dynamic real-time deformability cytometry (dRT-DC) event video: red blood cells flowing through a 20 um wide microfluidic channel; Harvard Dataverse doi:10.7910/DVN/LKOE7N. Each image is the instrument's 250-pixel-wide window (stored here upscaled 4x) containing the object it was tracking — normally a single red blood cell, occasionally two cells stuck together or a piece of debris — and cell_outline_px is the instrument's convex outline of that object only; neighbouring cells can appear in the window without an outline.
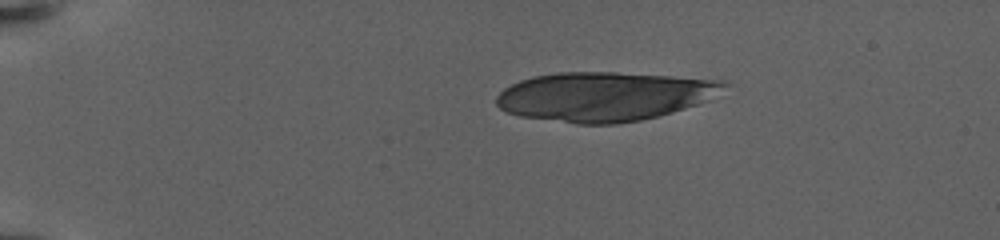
{"species": "human", "species_latin": "Homo sapiens", "temperature_condition": "warm", "stored_images_in_passage": 27, "camera_frame_rate_fps": 3000, "um_per_image_px": 0.085, "donor": {"sex": "female"}, "frame": {"image": 1, "passage_image": 1, "time_ms": 0.0, "image_size_px": [1000, 240], "cell_outline_px": [[728, 84], [708, 100], [672, 112], [640, 120], [616, 124], [576, 124], [520, 116], [508, 112], [500, 108], [496, 104], [496, 96], [504, 88], [520, 80], [536, 76], [556, 72], [616, 72], [672, 76], [724, 80]], "centroid_in_image_um": [51.33, 8.19], "position_along_channel_um": 33.7, "area_um2": 64.97}}